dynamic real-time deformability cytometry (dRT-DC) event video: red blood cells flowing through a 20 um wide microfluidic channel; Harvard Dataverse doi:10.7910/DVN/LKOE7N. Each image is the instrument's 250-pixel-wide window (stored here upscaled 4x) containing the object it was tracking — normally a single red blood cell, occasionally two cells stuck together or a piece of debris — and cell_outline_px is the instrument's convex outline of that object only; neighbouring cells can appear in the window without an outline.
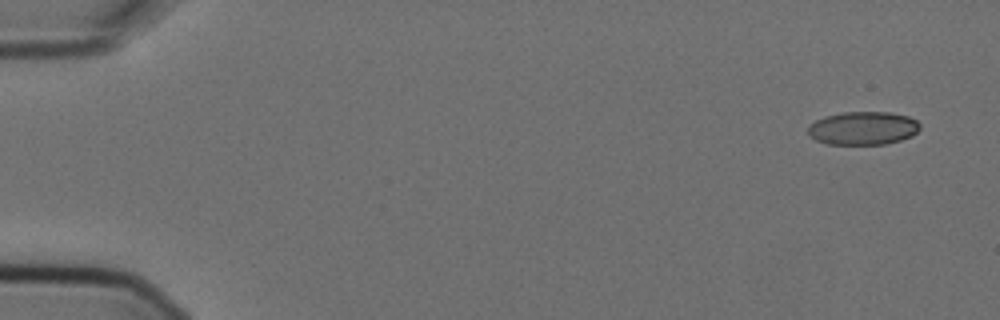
{"species": "Egyptian fruit bat (a non-hibernating species)", "species_latin": "Rousettus aegyptiacus", "temperature_condition": "cold", "stored_images_in_passage": 4, "camera_frame_rate_fps": 3000, "um_per_image_px": 0.085, "animal": {"sex": "female"}, "frame": {"image": 1, "passage_image": 1, "time_ms": 0.0, "image_size_px": [1000, 320], "cell_outline_px": [[920, 128], [912, 136], [900, 140], [884, 144], [828, 144], [816, 140], [808, 136], [808, 128], [816, 120], [824, 116], [844, 112], [892, 112], [908, 116], [916, 120], [920, 124]], "centroid_in_image_um": [73.36, 10.89], "position_along_channel_um": 11.6, "area_um2": 21.73}}
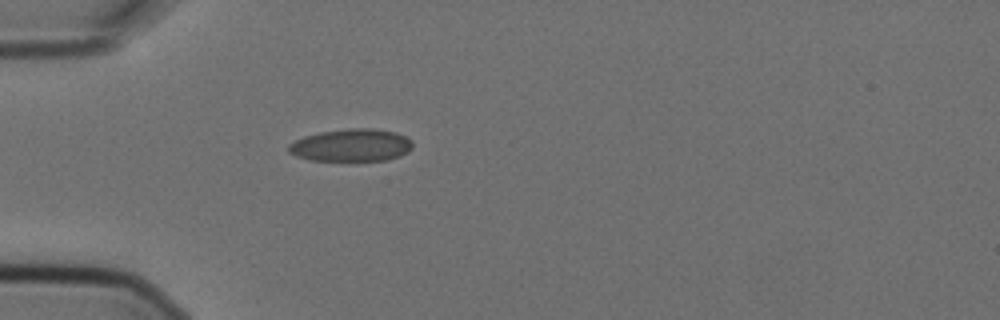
{"frame": {"image": 2, "passage_image": 4, "time_ms": 1.0, "image_size_px": [1000, 320], "cell_outline_px": [[412, 148], [408, 152], [400, 156], [388, 160], [312, 160], [296, 156], [288, 152], [288, 144], [304, 136], [320, 132], [348, 128], [372, 128], [396, 132], [412, 140]], "centroid_in_image_um": [29.87, 12.33], "position_along_channel_um": 55.1, "area_um2": 23.52}}